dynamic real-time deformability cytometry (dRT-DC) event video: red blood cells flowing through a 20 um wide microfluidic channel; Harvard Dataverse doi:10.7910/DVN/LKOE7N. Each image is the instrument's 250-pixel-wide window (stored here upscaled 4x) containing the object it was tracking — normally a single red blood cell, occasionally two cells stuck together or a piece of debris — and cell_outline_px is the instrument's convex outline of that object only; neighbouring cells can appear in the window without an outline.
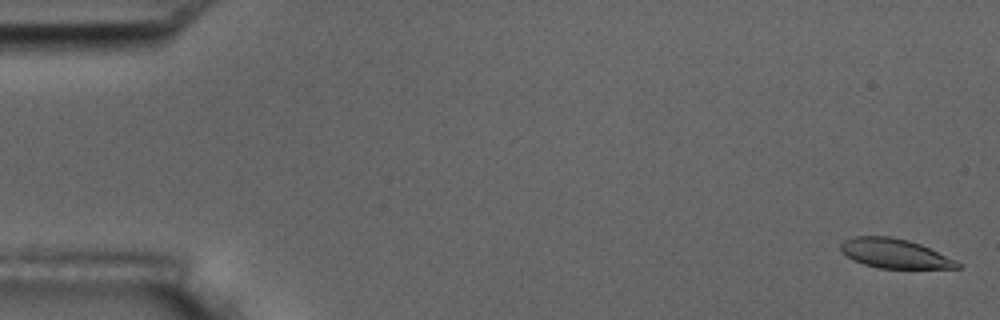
{"species": "common noctule bat (a hibernating species)", "species_latin": "Nyctalus noctula", "temperature_condition": "room temperature", "stored_images_in_passage": 56, "camera_frame_rate_fps": 3000, "um_per_image_px": 0.085, "animal": {"sex": "male", "body_mass_g": 17.5, "forearm_length_mm": 52.3}, "frame": {"image": 1, "passage_image": 2, "time_ms": 0.333, "image_size_px": [1000, 320], "cell_outline_px": [[960, 268], [880, 268], [864, 264], [852, 260], [840, 252], [840, 244], [844, 240], [852, 236], [892, 236], [908, 240], [920, 244], [956, 260], [960, 264]], "centroid_in_image_um": [75.99, 21.53], "position_along_channel_um": 9.0, "area_um2": 20.0}}
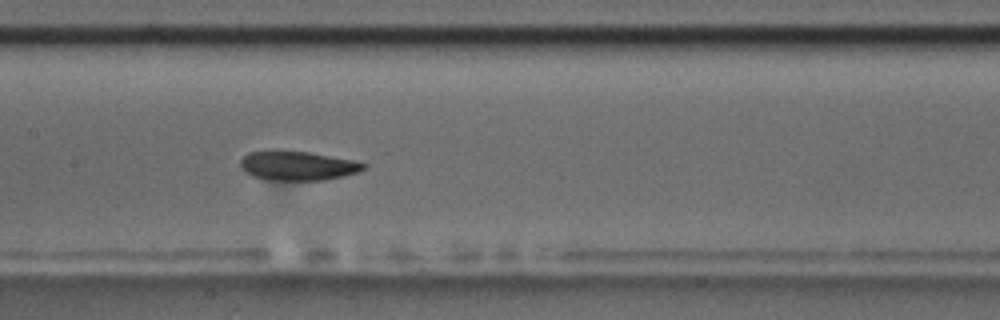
{"frame": {"image": 2, "passage_image": 28, "time_ms": 9.0, "image_size_px": [1000, 320], "cell_outline_px": [[368, 164], [360, 172], [344, 176], [324, 180], [268, 180], [252, 176], [244, 172], [240, 168], [240, 160], [248, 152], [272, 148], [280, 148], [308, 152], [352, 160]], "centroid_in_image_um": [25.22, 14.06], "position_along_channel_um": 182.2, "area_um2": 21.68}}
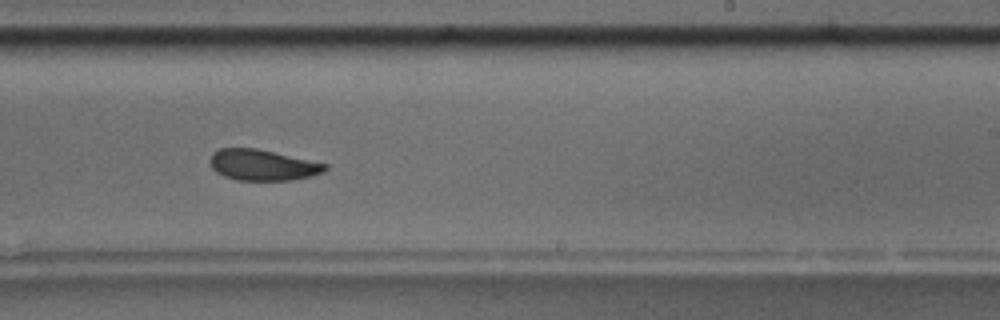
{"frame": {"image": 3, "passage_image": 35, "time_ms": 11.333, "image_size_px": [1000, 320], "cell_outline_px": [[328, 168], [324, 172], [292, 180], [236, 180], [224, 176], [216, 172], [212, 168], [208, 160], [212, 152], [220, 148], [256, 148], [328, 164]], "centroid_in_image_um": [22.28, 14.02], "position_along_channel_um": 266.7, "area_um2": 20.75}, "authors_computed_cell_mechanics": {"area_um2": 21.5594, "velocity_mm_per_s": 3.6329, "shape_relaxation_time_tau1_ms": 9.9639, "shape_relaxation_time_tau2_ms": 2.5806, "deformation_change_tau1": 0.2031, "deformation_change_tau2": 0.0783}}